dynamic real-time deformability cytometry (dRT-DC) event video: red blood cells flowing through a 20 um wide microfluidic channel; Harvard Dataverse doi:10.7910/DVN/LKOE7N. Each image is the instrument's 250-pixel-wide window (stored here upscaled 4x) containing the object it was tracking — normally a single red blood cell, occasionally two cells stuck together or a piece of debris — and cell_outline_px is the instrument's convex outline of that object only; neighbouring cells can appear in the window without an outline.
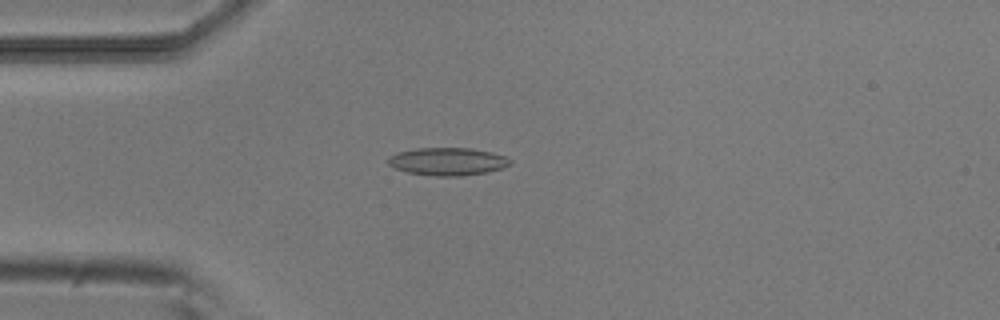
{"species": "common noctule bat (a hibernating species)", "species_latin": "Nyctalus noctula", "temperature_condition": "room temperature", "stored_images_in_passage": 52, "camera_frame_rate_fps": 3000, "um_per_image_px": 0.085, "animal": {"sex": "male", "body_mass_g": 20.5, "forearm_length_mm": 52.5}, "frame": {"image": 1, "passage_image": 14, "time_ms": 4.333, "image_size_px": [1000, 320], "cell_outline_px": [[512, 164], [488, 172], [460, 176], [436, 176], [408, 172], [396, 168], [388, 164], [388, 156], [396, 152], [416, 148], [472, 148], [492, 152], [504, 156], [512, 160]], "centroid_in_image_um": [38.05, 13.72], "position_along_channel_um": 47.0, "area_um2": 19.77}}
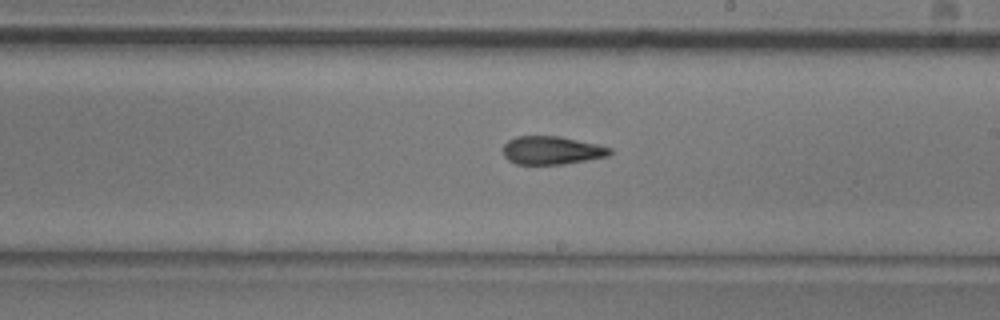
{"frame": {"image": 2, "passage_image": 30, "time_ms": 9.667, "image_size_px": [1000, 320], "cell_outline_px": [[612, 152], [608, 156], [564, 164], [516, 164], [508, 160], [504, 156], [504, 144], [508, 140], [516, 136], [560, 136], [596, 144], [612, 148]], "centroid_in_image_um": [46.89, 12.77], "position_along_channel_um": 242.1, "area_um2": 17.51}}
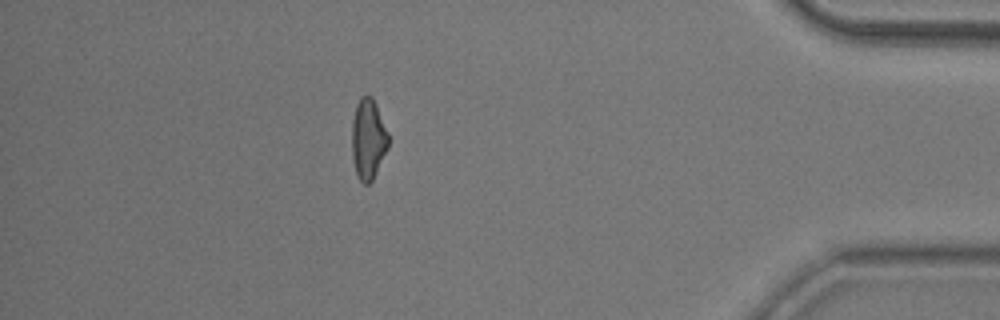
{"frame": {"image": 3, "passage_image": 46, "time_ms": 15.0, "image_size_px": [1000, 320], "cell_outline_px": [[388, 148], [372, 180], [368, 184], [364, 184], [360, 180], [356, 172], [352, 160], [352, 120], [356, 104], [360, 96], [372, 96], [376, 104], [388, 132]], "centroid_in_image_um": [31.29, 11.8], "position_along_channel_um": 403.9, "area_um2": 17.11}, "authors_computed_cell_mechanics": {"area_um2": 18.0336, "velocity_mm_per_s": 3.8965, "shape_relaxation_time_tau1_ms": 7.4223, "shape_relaxation_time_tau2_ms": 3.242, "deformation_change_tau1": 0.1885, "deformation_change_tau2": 0.1303}}